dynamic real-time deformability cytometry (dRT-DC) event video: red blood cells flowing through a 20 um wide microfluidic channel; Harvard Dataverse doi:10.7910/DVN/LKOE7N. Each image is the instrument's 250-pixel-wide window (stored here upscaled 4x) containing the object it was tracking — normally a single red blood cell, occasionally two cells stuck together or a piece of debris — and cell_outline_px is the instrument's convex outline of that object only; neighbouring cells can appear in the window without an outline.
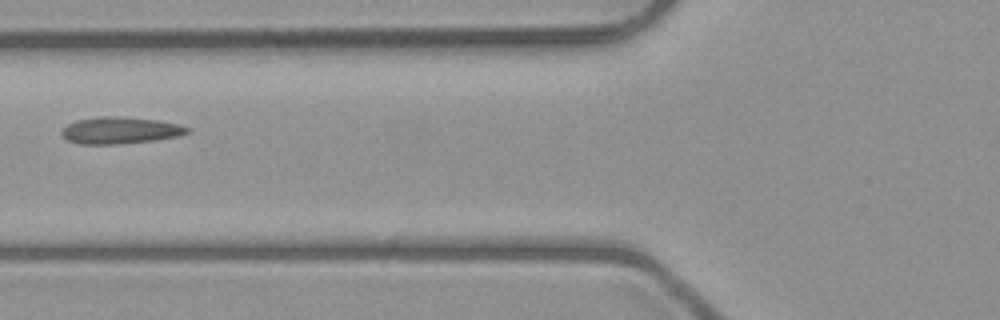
{"species": "common noctule bat (a hibernating species)", "species_latin": "Nyctalus noctula", "temperature_condition": "room temperature", "stored_images_in_passage": 3, "camera_frame_rate_fps": 3000, "um_per_image_px": 0.085, "animal": {"sex": "male", "body_mass_g": 23.1, "forearm_length_mm": 52.7}, "frame": {"image": 1, "passage_image": 2, "time_ms": 2.0, "image_size_px": [1000, 320], "cell_outline_px": [[188, 132], [176, 136], [156, 140], [116, 144], [80, 144], [68, 140], [60, 132], [68, 124], [76, 120], [100, 116], [124, 116], [160, 120], [180, 124], [188, 128]], "centroid_in_image_um": [10.21, 11.07], "position_along_channel_um": 115.6, "area_um2": 19.59}}
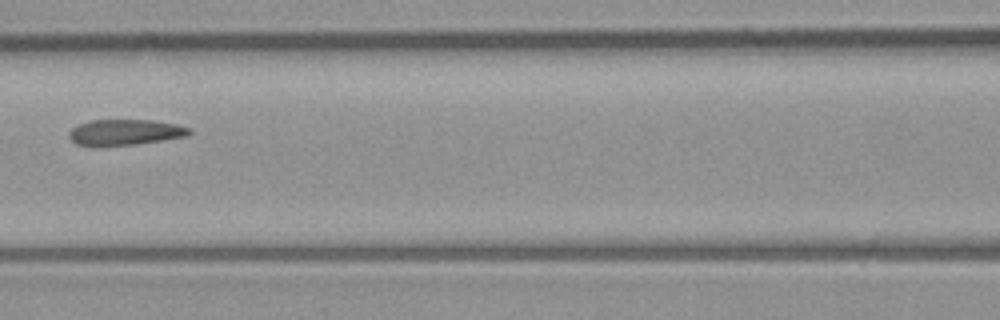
{"frame": {"image": 2, "passage_image": 3, "time_ms": 3.0, "image_size_px": [1000, 320], "cell_outline_px": [[192, 132], [188, 136], [136, 144], [92, 148], [76, 144], [68, 136], [68, 132], [72, 128], [80, 124], [92, 120], [152, 120], [176, 124], [192, 128]], "centroid_in_image_um": [10.61, 11.27], "position_along_channel_um": 156.0, "area_um2": 18.5}}